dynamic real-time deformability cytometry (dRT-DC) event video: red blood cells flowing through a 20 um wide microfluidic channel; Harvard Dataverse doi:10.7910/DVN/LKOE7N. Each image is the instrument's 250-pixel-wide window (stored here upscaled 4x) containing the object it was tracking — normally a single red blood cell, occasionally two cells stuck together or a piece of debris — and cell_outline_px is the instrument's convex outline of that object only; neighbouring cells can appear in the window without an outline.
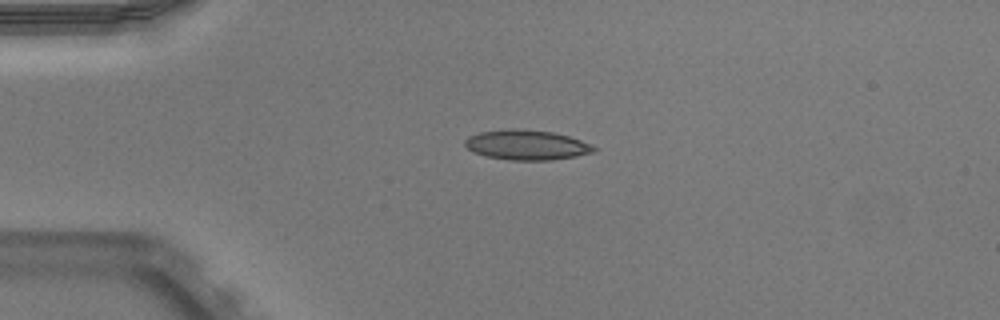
{"species": "Egyptian fruit bat (a non-hibernating species)", "species_latin": "Rousettus aegyptiacus", "temperature_condition": "warm", "stored_images_in_passage": 40, "camera_frame_rate_fps": 3000, "um_per_image_px": 0.085, "animal": {"sex": "male"}, "frame": {"image": 1, "passage_image": 1, "time_ms": 0.0, "image_size_px": [1000, 320], "cell_outline_px": [[600, 148], [592, 152], [576, 156], [552, 160], [512, 160], [484, 156], [472, 152], [464, 144], [464, 140], [468, 136], [480, 132], [508, 128], [520, 128], [552, 132], [568, 136], [592, 144]], "centroid_in_image_um": [44.75, 12.31], "position_along_channel_um": 40.2, "area_um2": 22.72}}
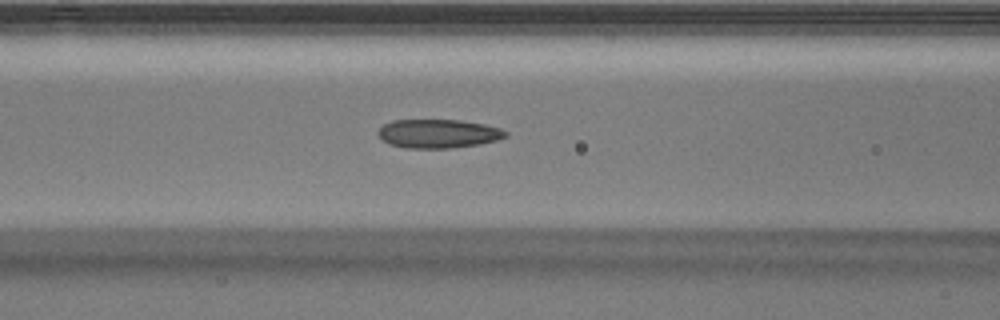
{"frame": {"image": 2, "passage_image": 10, "time_ms": 3.0, "image_size_px": [1000, 320], "cell_outline_px": [[508, 136], [496, 140], [480, 144], [452, 148], [408, 148], [388, 144], [376, 132], [384, 124], [392, 120], [460, 120], [484, 124], [500, 128], [508, 132]], "centroid_in_image_um": [37.26, 11.36], "position_along_channel_um": 129.3, "area_um2": 21.39}}
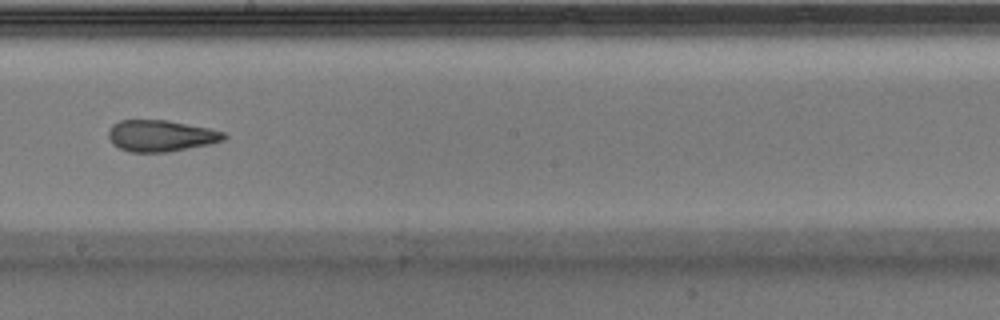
{"frame": {"image": 3, "passage_image": 18, "time_ms": 5.667, "image_size_px": [1000, 320], "cell_outline_px": [[228, 136], [224, 140], [208, 144], [168, 152], [128, 152], [112, 144], [108, 136], [108, 132], [112, 124], [120, 120], [168, 120], [208, 128], [224, 132]], "centroid_in_image_um": [13.65, 11.54], "position_along_channel_um": 234.6, "area_um2": 21.15}, "authors_computed_cell_mechanics": {"area_um2": 22.1374, "velocity_mm_per_s": 3.9377, "shape_relaxation_time_tau1_ms": null, "shape_relaxation_time_tau2_ms": 2.2654, "deformation_change_tau1": null, "deformation_change_tau2": 0.1023}}